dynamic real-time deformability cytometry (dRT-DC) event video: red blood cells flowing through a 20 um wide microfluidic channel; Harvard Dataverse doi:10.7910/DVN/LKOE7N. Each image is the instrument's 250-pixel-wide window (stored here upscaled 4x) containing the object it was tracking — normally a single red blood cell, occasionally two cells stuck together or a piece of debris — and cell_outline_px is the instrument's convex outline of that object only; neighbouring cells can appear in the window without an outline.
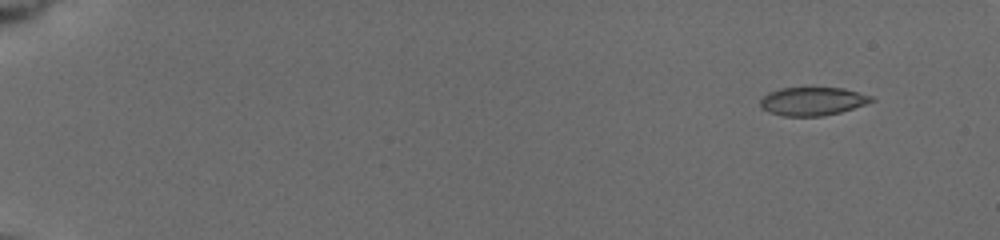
{"species": "common noctule bat (a hibernating species)", "species_latin": "Nyctalus noctula", "temperature_condition": "cold", "stored_images_in_passage": 16, "camera_frame_rate_fps": 3000, "um_per_image_px": 0.085, "animal": {"sex": "female", "body_mass_g": 19.5, "forearm_length_mm": 54.1}, "frame": {"image": 1, "passage_image": 2, "time_ms": 0.667, "image_size_px": [1000, 240], "cell_outline_px": [[876, 100], [840, 112], [820, 116], [784, 116], [768, 112], [760, 108], [760, 100], [768, 92], [784, 88], [844, 88], [872, 96]], "centroid_in_image_um": [69.04, 8.61], "position_along_channel_um": 16.0, "area_um2": 18.21}}
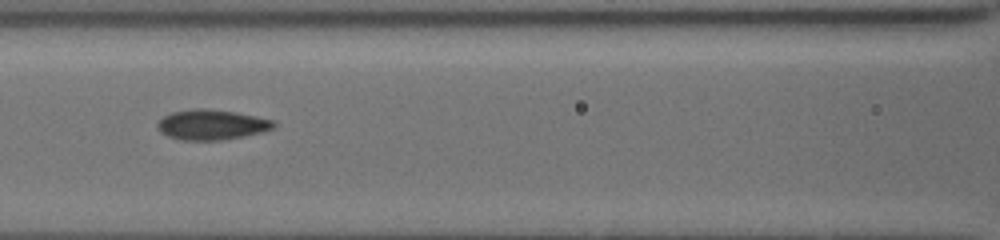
{"frame": {"image": 2, "passage_image": 12, "time_ms": 8.333, "image_size_px": [1000, 240], "cell_outline_px": [[276, 124], [272, 128], [260, 132], [244, 136], [220, 140], [180, 140], [168, 136], [160, 132], [156, 124], [164, 116], [172, 112], [196, 108], [204, 108], [236, 112], [256, 116], [272, 120]], "centroid_in_image_um": [17.96, 10.59], "position_along_channel_um": 148.6, "area_um2": 20.29}}
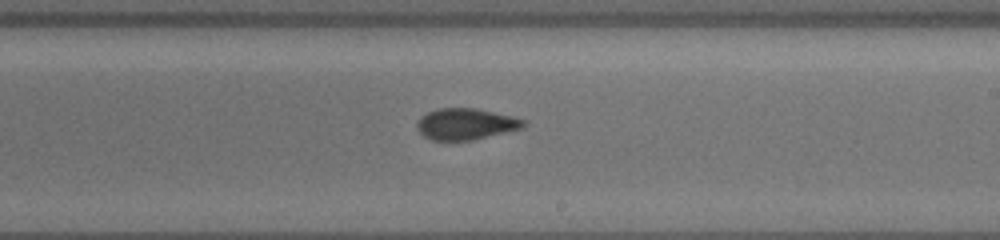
{"frame": {"image": 3, "passage_image": 16, "time_ms": 11.0, "image_size_px": [1000, 240], "cell_outline_px": [[524, 124], [520, 128], [472, 140], [432, 140], [424, 136], [416, 128], [416, 124], [420, 116], [436, 108], [476, 108], [524, 120]], "centroid_in_image_um": [39.49, 10.53], "position_along_channel_um": 249.5, "area_um2": 19.02}}